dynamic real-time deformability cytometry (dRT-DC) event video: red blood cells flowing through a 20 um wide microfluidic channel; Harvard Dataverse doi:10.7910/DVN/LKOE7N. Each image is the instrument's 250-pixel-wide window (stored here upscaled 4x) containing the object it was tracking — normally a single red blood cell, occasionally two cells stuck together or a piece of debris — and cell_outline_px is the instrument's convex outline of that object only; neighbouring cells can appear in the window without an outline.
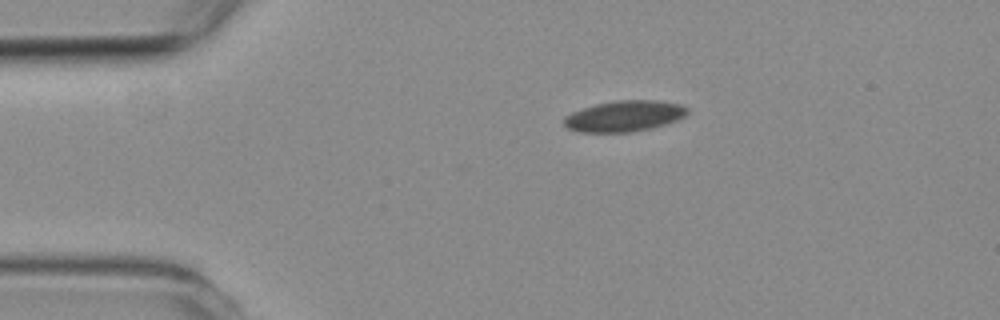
{"species": "common noctule bat (a hibernating species)", "species_latin": "Nyctalus noctula", "temperature_condition": "room temperature", "stored_images_in_passage": 3, "camera_frame_rate_fps": 3000, "um_per_image_px": 0.085, "animal": {"sex": "female", "body_mass_g": 19.3, "forearm_length_mm": 54.1}, "frame": {"image": 1, "passage_image": 1, "time_ms": 0.0, "image_size_px": [1000, 320], "cell_outline_px": [[688, 112], [684, 116], [676, 120], [652, 128], [632, 132], [576, 132], [568, 128], [564, 124], [564, 116], [572, 112], [596, 104], [616, 100], [656, 100], [680, 104], [688, 108]], "centroid_in_image_um": [53.05, 9.87], "position_along_channel_um": 31.9, "area_um2": 22.2}}
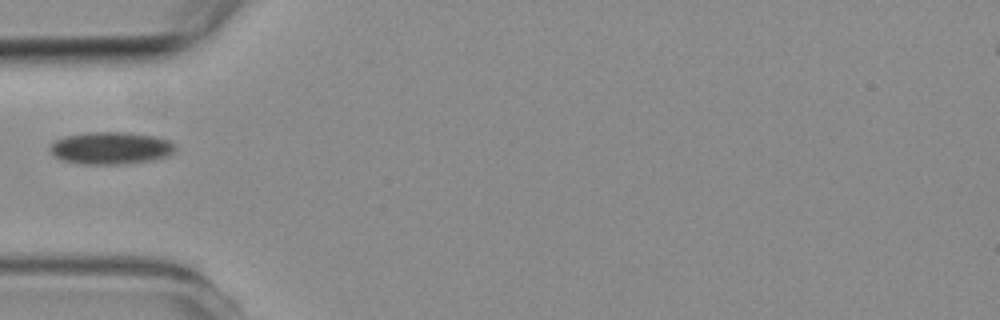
{"frame": {"image": 2, "passage_image": 3, "time_ms": 2.333, "image_size_px": [1000, 320], "cell_outline_px": [[176, 148], [168, 156], [152, 160], [124, 164], [80, 164], [60, 160], [52, 156], [48, 152], [48, 148], [56, 140], [68, 136], [92, 132], [124, 132], [156, 136], [168, 140]], "centroid_in_image_um": [9.37, 12.6], "position_along_channel_um": 75.6, "area_um2": 23.64}}